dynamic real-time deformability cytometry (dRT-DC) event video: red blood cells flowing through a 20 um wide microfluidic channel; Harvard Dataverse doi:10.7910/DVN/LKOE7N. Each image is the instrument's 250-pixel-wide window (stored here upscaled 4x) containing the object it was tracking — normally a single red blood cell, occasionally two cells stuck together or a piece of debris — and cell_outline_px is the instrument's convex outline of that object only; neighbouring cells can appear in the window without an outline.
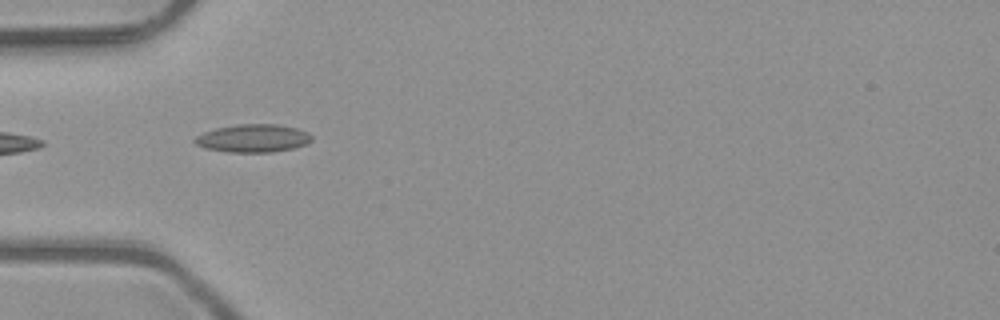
{"species": "common noctule bat (a hibernating species)", "species_latin": "Nyctalus noctula", "temperature_condition": "room temperature", "stored_images_in_passage": 4, "camera_frame_rate_fps": 3000, "um_per_image_px": 0.085, "animal": {"sex": "male", "body_mass_g": 23.1, "forearm_length_mm": 52.7}, "frame": {"image": 1, "passage_image": 2, "time_ms": 0.333, "image_size_px": [1000, 320], "cell_outline_px": [[312, 140], [304, 144], [292, 148], [272, 152], [228, 152], [204, 148], [196, 144], [192, 140], [196, 136], [204, 132], [216, 128], [240, 124], [276, 124], [296, 128], [308, 132], [312, 136]], "centroid_in_image_um": [21.48, 11.75], "position_along_channel_um": 63.5, "area_um2": 18.96}}
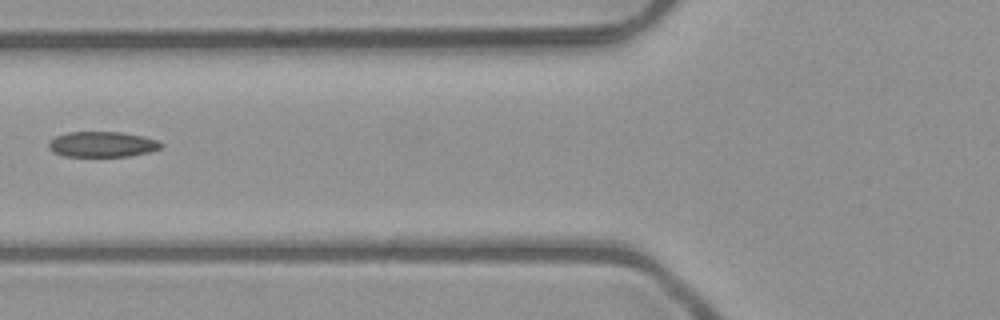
{"frame": {"image": 2, "passage_image": 3, "time_ms": 0.667, "image_size_px": [1000, 320], "cell_outline_px": [[164, 144], [160, 148], [148, 152], [128, 156], [64, 156], [52, 152], [48, 148], [48, 140], [56, 136], [68, 132], [120, 132], [140, 136], [156, 140]], "centroid_in_image_um": [8.62, 12.27], "position_along_channel_um": 117.2, "area_um2": 16.59}}
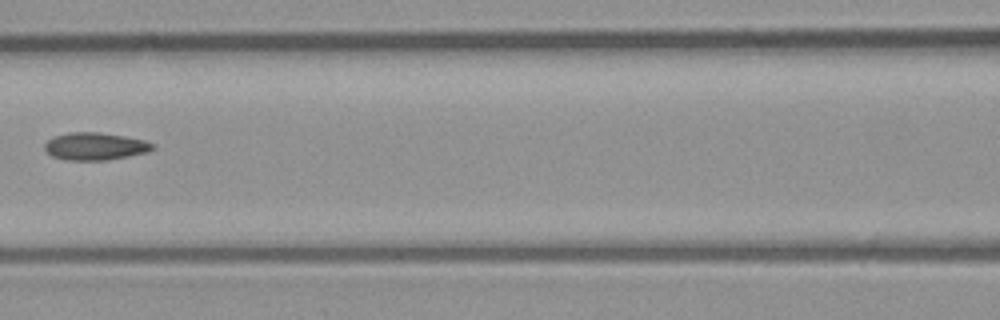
{"frame": {"image": 3, "passage_image": 4, "time_ms": 1.0, "image_size_px": [1000, 320], "cell_outline_px": [[156, 148], [148, 152], [108, 160], [64, 160], [52, 156], [44, 148], [44, 144], [52, 136], [68, 132], [100, 132], [124, 136], [144, 140], [156, 144]], "centroid_in_image_um": [8.09, 12.43], "position_along_channel_um": 158.5, "area_um2": 17.51}}